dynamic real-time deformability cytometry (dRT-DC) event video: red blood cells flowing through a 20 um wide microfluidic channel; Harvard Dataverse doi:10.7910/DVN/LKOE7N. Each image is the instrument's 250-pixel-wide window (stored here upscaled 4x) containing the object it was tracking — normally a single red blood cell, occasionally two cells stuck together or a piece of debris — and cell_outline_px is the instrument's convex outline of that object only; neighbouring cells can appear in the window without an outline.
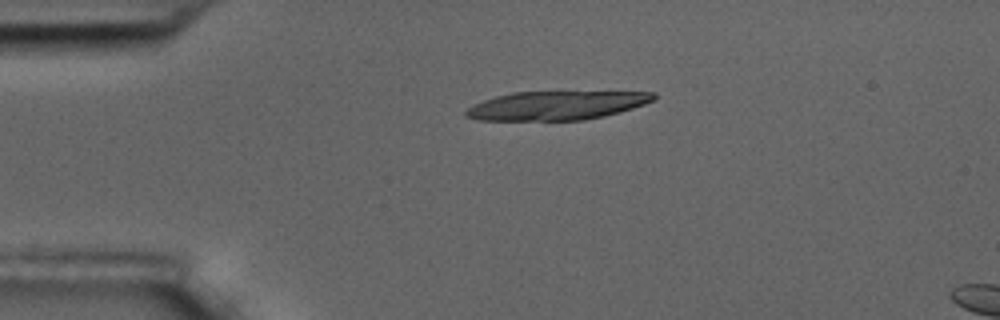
{"species": "common noctule bat (a hibernating species)", "species_latin": "Nyctalus noctula", "temperature_condition": "room temperature", "stored_images_in_passage": 2, "camera_frame_rate_fps": 3000, "um_per_image_px": 0.085, "animal": {"sex": "male", "body_mass_g": 17.5, "forearm_length_mm": 52.3}, "frame": {"image": 1, "passage_image": 1, "time_ms": 0.0, "image_size_px": [1000, 320], "cell_outline_px": [[656, 96], [652, 100], [644, 104], [620, 112], [604, 116], [584, 120], [480, 120], [464, 116], [464, 112], [472, 104], [496, 96], [512, 92], [656, 92]], "centroid_in_image_um": [47.27, 8.97], "position_along_channel_um": 37.7, "area_um2": 31.33}}